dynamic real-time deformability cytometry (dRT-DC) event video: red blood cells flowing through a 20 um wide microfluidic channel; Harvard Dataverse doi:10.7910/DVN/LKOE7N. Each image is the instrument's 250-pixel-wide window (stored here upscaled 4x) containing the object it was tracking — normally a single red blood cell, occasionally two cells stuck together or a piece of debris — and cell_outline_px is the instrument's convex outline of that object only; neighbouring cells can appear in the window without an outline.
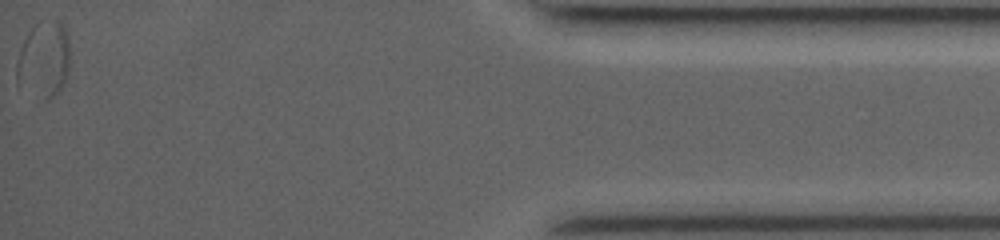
{"species": "common noctule bat (a hibernating species)", "species_latin": "Nyctalus noctula", "temperature_condition": "room temperature", "stored_images_in_passage": 79, "segment_of_instrument_passage": [2, 2], "camera_frame_rate_fps": 3500, "um_per_image_px": 0.085, "animal": {"sex": "female", "body_mass_g": 19.0, "forearm_length_mm": 53.3}, "frame": {"image": 1, "passage_image": 78, "time_ms": 13.429, "image_size_px": [1000, 240], "cell_outline_px": [[68, 72], [60, 92], [56, 96], [48, 100], [44, 100], [48, 24], [56, 20], [60, 20], [64, 28], [68, 40]], "centroid_in_image_um": [4.76, 5.07], "position_along_channel_um": 430.4, "area_um2": 10.69}}